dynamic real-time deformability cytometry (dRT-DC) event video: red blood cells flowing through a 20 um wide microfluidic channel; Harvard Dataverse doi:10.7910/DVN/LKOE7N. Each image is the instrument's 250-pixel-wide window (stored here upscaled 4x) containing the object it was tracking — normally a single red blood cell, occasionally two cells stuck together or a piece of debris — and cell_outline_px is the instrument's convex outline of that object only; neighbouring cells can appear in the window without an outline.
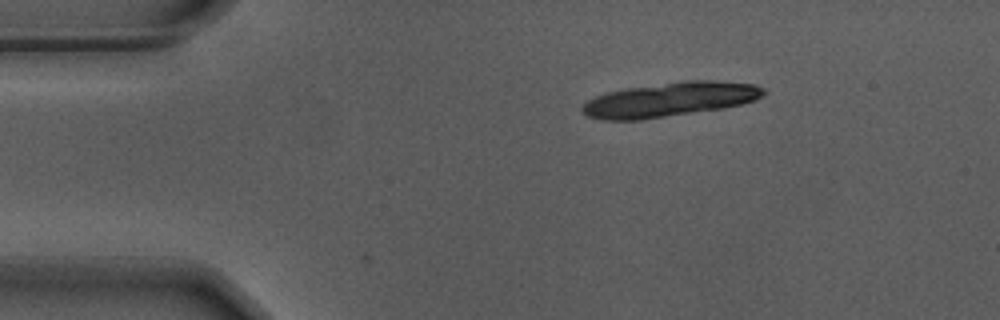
{"species": "Egyptian fruit bat (a non-hibernating species)", "species_latin": "Rousettus aegyptiacus", "temperature_condition": "warm", "stored_images_in_passage": 10, "camera_frame_rate_fps": 3000, "um_per_image_px": 0.085, "animal": {"sex": "male"}, "frame": {"image": 1, "passage_image": 1, "time_ms": 0.0, "image_size_px": [1000, 320], "cell_outline_px": [[768, 92], [756, 100], [740, 104], [720, 108], [640, 120], [604, 120], [588, 116], [580, 108], [588, 100], [596, 96], [608, 92], [628, 88], [684, 80], [716, 80], [756, 84], [764, 88]], "centroid_in_image_um": [56.98, 8.44], "position_along_channel_um": 28.0, "area_um2": 36.07}}